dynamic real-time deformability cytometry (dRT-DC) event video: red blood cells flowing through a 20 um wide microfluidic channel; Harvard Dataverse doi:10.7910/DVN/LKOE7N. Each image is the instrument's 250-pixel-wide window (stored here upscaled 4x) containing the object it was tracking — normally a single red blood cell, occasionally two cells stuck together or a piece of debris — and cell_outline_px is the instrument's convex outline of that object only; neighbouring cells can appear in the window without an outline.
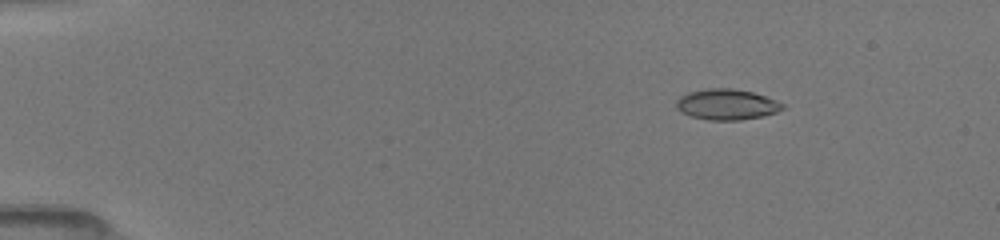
{"species": "common noctule bat (a hibernating species)", "species_latin": "Nyctalus noctula", "temperature_condition": "room temperature", "stored_images_in_passage": 51, "camera_frame_rate_fps": 3000, "um_per_image_px": 0.085, "animal": {"sex": "female", "body_mass_g": 19.5, "forearm_length_mm": 54.1}, "frame": {"image": 1, "passage_image": 7, "time_ms": 2.0, "image_size_px": [1000, 240], "cell_outline_px": [[784, 108], [776, 112], [764, 116], [740, 120], [708, 120], [692, 116], [680, 112], [676, 108], [676, 100], [680, 96], [688, 92], [708, 88], [732, 88], [752, 92], [764, 96], [784, 104]], "centroid_in_image_um": [61.74, 8.88], "position_along_channel_um": 23.3, "area_um2": 19.02}}
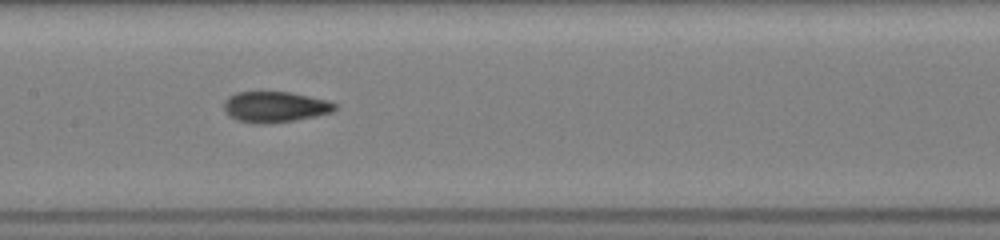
{"frame": {"image": 2, "passage_image": 26, "time_ms": 8.333, "image_size_px": [1000, 240], "cell_outline_px": [[336, 108], [332, 112], [316, 116], [296, 120], [268, 124], [256, 124], [236, 120], [228, 116], [224, 108], [224, 100], [228, 96], [236, 92], [288, 92], [328, 100], [336, 104]], "centroid_in_image_um": [23.34, 9.1], "position_along_channel_um": 184.1, "area_um2": 20.06}}
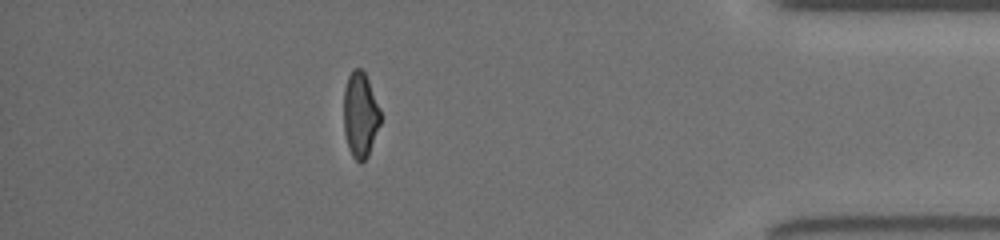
{"frame": {"image": 3, "passage_image": 45, "time_ms": 14.667, "image_size_px": [1000, 240], "cell_outline_px": [[380, 124], [368, 156], [360, 164], [352, 156], [348, 148], [344, 132], [344, 88], [348, 76], [352, 68], [360, 68], [364, 72], [368, 80], [380, 108]], "centroid_in_image_um": [30.61, 9.76], "position_along_channel_um": 404.6, "area_um2": 18.32}, "authors_computed_cell_mechanics": {"area_um2": 19.3052, "velocity_mm_per_s": 4.0678, "shape_relaxation_time_tau1_ms": 9.469, "shape_relaxation_time_tau2_ms": 0.9639, "deformation_change_tau1": 0.2568, "deformation_change_tau2": 0.0645}}